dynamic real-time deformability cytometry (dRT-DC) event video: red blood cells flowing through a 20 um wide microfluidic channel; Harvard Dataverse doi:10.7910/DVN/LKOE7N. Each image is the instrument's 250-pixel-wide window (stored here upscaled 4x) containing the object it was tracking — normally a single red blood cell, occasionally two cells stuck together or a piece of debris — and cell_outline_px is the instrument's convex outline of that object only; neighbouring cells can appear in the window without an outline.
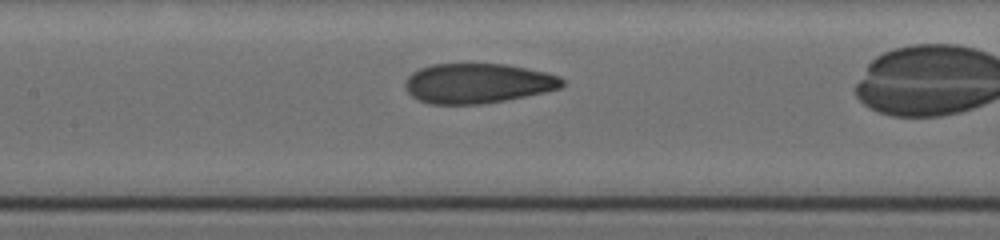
{"species": "human", "species_latin": "Homo sapiens", "temperature_condition": "cold", "stored_images_in_passage": 16, "camera_frame_rate_fps": 3000, "um_per_image_px": 0.085, "donor": {"sex": "female"}, "frame": {"image": 1, "passage_image": 7, "time_ms": 2.667, "image_size_px": [1000, 240], "cell_outline_px": [[564, 84], [560, 88], [544, 92], [504, 100], [480, 104], [428, 104], [412, 96], [404, 88], [404, 84], [408, 76], [412, 72], [420, 68], [432, 64], [508, 64], [544, 72], [560, 76], [564, 80]], "centroid_in_image_um": [40.58, 7.08], "position_along_channel_um": 166.8, "area_um2": 36.41}}
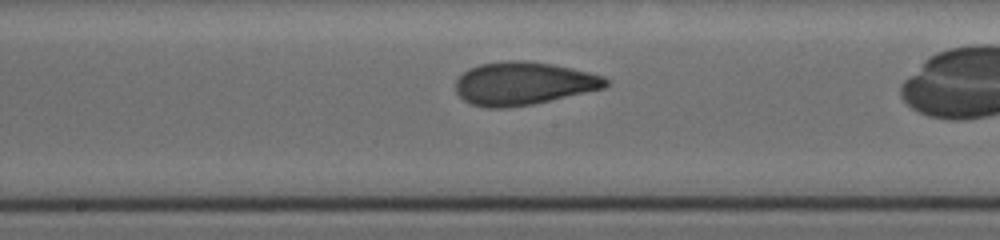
{"frame": {"image": 2, "passage_image": 10, "time_ms": 3.667, "image_size_px": [1000, 240], "cell_outline_px": [[608, 84], [604, 88], [532, 104], [504, 108], [488, 108], [472, 104], [464, 100], [456, 92], [456, 80], [468, 68], [480, 64], [504, 60], [528, 60], [552, 64], [572, 68], [604, 76], [608, 80]], "centroid_in_image_um": [44.47, 7.08], "position_along_channel_um": 203.7, "area_um2": 37.57}}
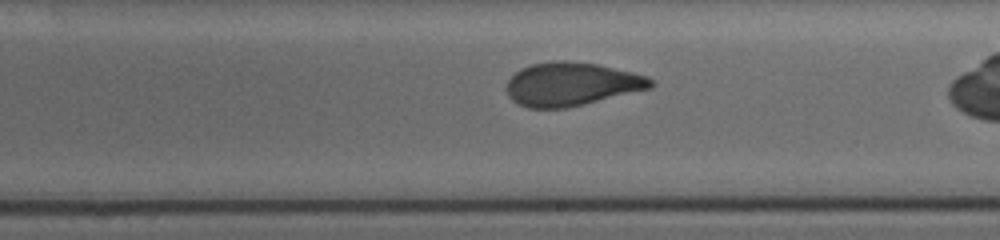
{"frame": {"image": 3, "passage_image": 12, "time_ms": 4.667, "image_size_px": [1000, 240], "cell_outline_px": [[656, 84], [652, 88], [584, 104], [564, 108], [528, 108], [512, 100], [508, 96], [504, 88], [508, 80], [520, 68], [532, 64], [552, 60], [568, 60], [600, 64], [648, 76], [656, 80]], "centroid_in_image_um": [48.59, 7.13], "position_along_channel_um": 240.4, "area_um2": 36.99}}